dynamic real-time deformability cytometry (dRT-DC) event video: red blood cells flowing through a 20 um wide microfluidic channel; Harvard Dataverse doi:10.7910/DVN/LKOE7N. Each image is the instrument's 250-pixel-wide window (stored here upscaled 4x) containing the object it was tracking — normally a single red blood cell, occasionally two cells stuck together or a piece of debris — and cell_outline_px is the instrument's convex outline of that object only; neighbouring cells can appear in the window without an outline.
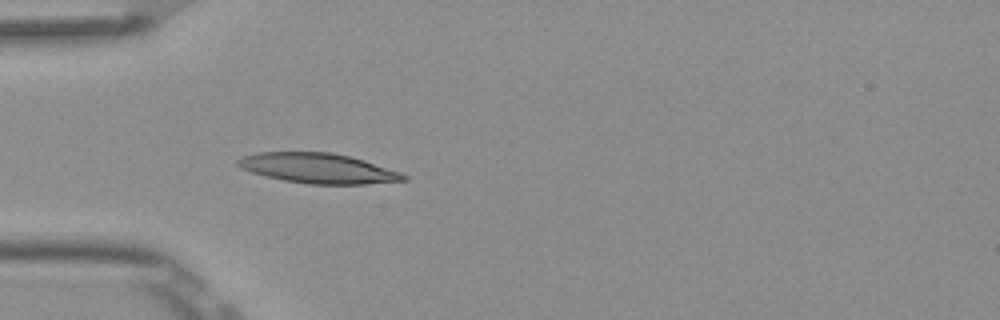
{"species": "Egyptian fruit bat (a non-hibernating species)", "species_latin": "Rousettus aegyptiacus", "temperature_condition": "room temperature", "stored_images_in_passage": 5, "camera_frame_rate_fps": 3000, "um_per_image_px": 0.085, "frame": {"image": 1, "passage_image": 5, "time_ms": 1.333, "image_size_px": [1000, 320], "cell_outline_px": [[408, 180], [364, 184], [308, 184], [284, 180], [252, 172], [240, 168], [236, 164], [236, 160], [240, 156], [256, 152], [332, 152], [364, 160], [400, 172], [408, 176]], "centroid_in_image_um": [27.01, 14.29], "position_along_channel_um": 58.0, "area_um2": 28.96}}